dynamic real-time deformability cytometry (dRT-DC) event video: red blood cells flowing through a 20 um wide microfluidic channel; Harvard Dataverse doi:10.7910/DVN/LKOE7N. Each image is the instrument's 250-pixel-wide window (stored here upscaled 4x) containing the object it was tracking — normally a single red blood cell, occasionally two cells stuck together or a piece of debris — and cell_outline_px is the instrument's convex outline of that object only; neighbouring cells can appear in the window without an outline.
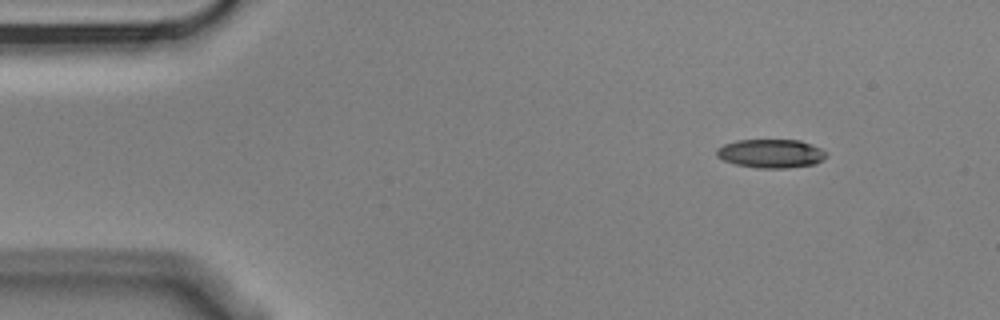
{"species": "Egyptian fruit bat (a non-hibernating species)", "species_latin": "Rousettus aegyptiacus", "temperature_condition": "cold", "stored_images_in_passage": 4, "camera_frame_rate_fps": 3000, "um_per_image_px": 0.085, "animal": {"sex": "male"}, "frame": {"image": 1, "passage_image": 1, "time_ms": 0.0, "image_size_px": [1000, 320], "cell_outline_px": [[828, 156], [816, 164], [784, 168], [756, 168], [736, 164], [724, 160], [716, 156], [716, 148], [724, 144], [736, 140], [800, 140], [820, 148], [828, 152]], "centroid_in_image_um": [65.54, 13.05], "position_along_channel_um": 19.5, "area_um2": 18.44}}
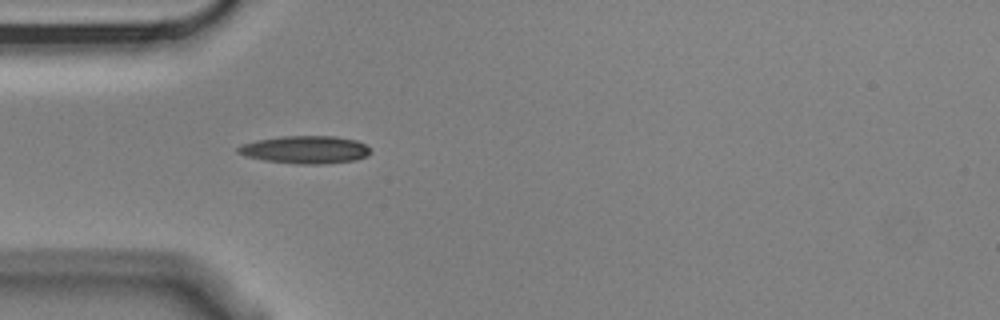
{"frame": {"image": 2, "passage_image": 4, "time_ms": 1.0, "image_size_px": [1000, 320], "cell_outline_px": [[372, 152], [368, 156], [356, 160], [320, 164], [296, 164], [264, 160], [244, 156], [236, 152], [236, 148], [244, 144], [256, 140], [284, 136], [336, 136], [356, 140], [364, 144]], "centroid_in_image_um": [25.95, 12.72], "position_along_channel_um": 59.0, "area_um2": 21.44}}